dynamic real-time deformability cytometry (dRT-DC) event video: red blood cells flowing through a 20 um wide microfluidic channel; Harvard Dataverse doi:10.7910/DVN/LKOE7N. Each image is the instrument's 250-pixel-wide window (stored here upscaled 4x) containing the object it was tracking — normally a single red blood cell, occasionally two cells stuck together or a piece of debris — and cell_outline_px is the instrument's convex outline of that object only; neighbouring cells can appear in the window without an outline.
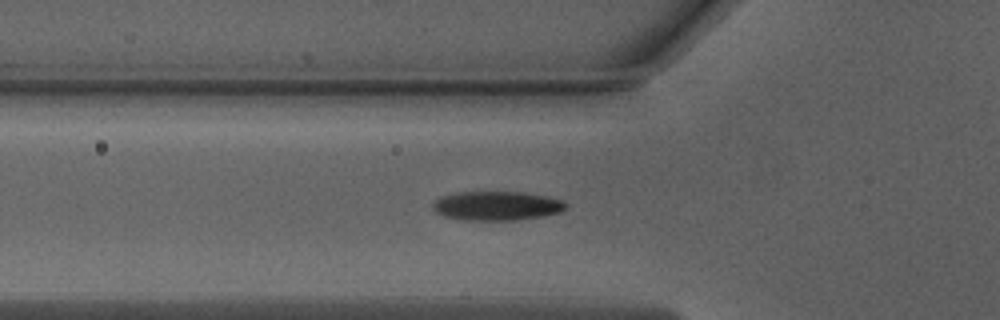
{"species": "Egyptian fruit bat (a non-hibernating species)", "species_latin": "Rousettus aegyptiacus", "temperature_condition": "warm", "stored_images_in_passage": 32, "camera_frame_rate_fps": 3000, "um_per_image_px": 0.085, "animal": {"sex": "male"}, "frame": {"image": 1, "passage_image": 2, "time_ms": 0.333, "image_size_px": [1000, 320], "cell_outline_px": [[568, 204], [560, 212], [544, 216], [516, 220], [464, 220], [444, 216], [436, 212], [432, 208], [432, 204], [440, 196], [456, 192], [524, 192], [548, 196], [560, 200]], "centroid_in_image_um": [42.21, 17.49], "position_along_channel_um": 83.6, "area_um2": 22.66}}
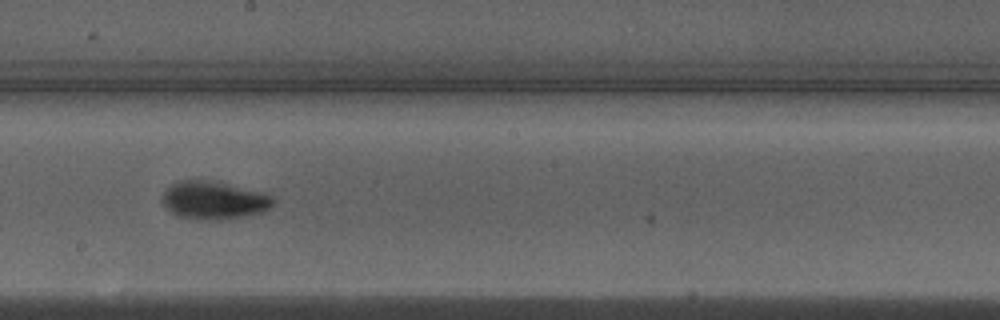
{"frame": {"image": 2, "passage_image": 13, "time_ms": 4.0, "image_size_px": [1000, 320], "cell_outline_px": [[276, 200], [268, 208], [260, 212], [240, 216], [216, 220], [200, 220], [180, 216], [172, 212], [160, 200], [160, 196], [172, 184], [180, 180], [212, 180], [264, 192], [272, 196]], "centroid_in_image_um": [18.16, 17.0], "position_along_channel_um": 230.0, "area_um2": 24.39}}
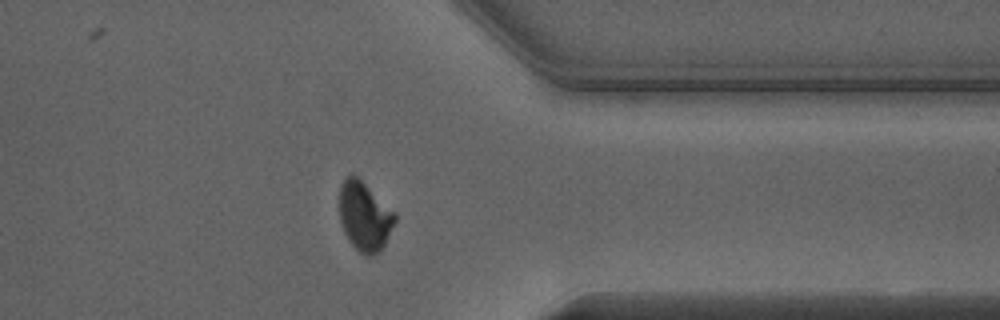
{"frame": {"image": 3, "passage_image": 25, "time_ms": 8.0, "image_size_px": [1000, 320], "cell_outline_px": [[396, 220], [380, 252], [372, 256], [368, 256], [360, 252], [348, 240], [344, 232], [340, 220], [340, 184], [352, 172], [396, 212]], "centroid_in_image_um": [30.99, 18.38], "position_along_channel_um": 380.4, "area_um2": 22.25}, "authors_computed_cell_mechanics": {"area_um2": 23.409, "velocity_mm_per_s": 3.9796, "shape_relaxation_time_tau1_ms": 2.4418, "shape_relaxation_time_tau2_ms": null, "deformation_change_tau1": 0.1493, "deformation_change_tau2": null}}